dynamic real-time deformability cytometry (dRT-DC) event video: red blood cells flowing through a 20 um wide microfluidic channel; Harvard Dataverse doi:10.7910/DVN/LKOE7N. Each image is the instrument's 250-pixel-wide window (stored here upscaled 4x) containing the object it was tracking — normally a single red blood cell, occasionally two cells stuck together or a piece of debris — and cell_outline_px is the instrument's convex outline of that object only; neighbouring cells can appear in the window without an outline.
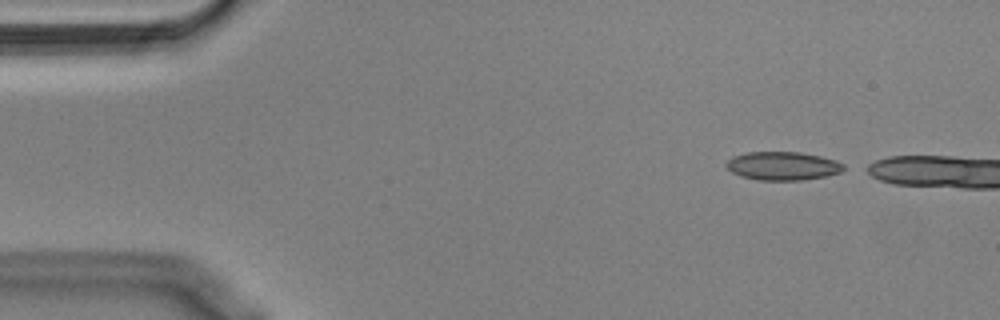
{"species": "Egyptian fruit bat (a non-hibernating species)", "species_latin": "Rousettus aegyptiacus", "temperature_condition": "cold", "stored_images_in_passage": 4, "camera_frame_rate_fps": 3000, "um_per_image_px": 0.085, "animal": {"sex": "male"}, "frame": {"image": 1, "passage_image": 1, "time_ms": 0.0, "image_size_px": [1000, 320], "cell_outline_px": [[848, 168], [840, 172], [824, 176], [800, 180], [756, 180], [740, 176], [732, 172], [724, 164], [732, 156], [744, 152], [800, 152], [820, 156], [836, 160], [844, 164]], "centroid_in_image_um": [66.52, 14.1], "position_along_channel_um": 18.5, "area_um2": 19.59}}